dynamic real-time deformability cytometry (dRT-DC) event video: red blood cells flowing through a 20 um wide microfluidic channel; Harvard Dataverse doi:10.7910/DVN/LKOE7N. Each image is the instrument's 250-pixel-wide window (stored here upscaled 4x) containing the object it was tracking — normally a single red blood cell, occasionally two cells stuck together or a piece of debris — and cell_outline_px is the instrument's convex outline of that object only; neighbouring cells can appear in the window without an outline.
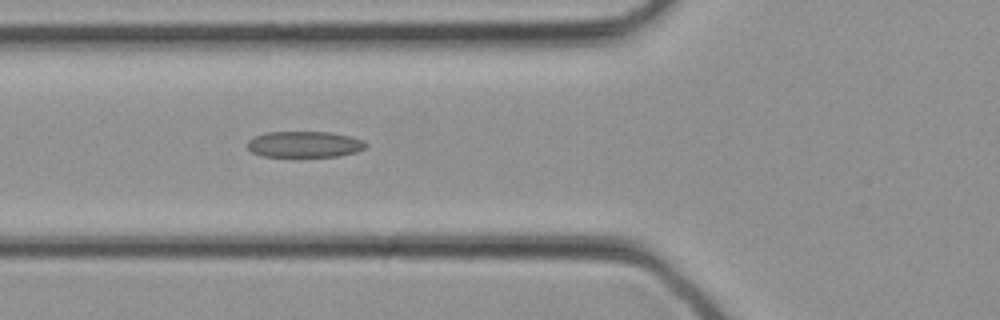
{"species": "common noctule bat (a hibernating species)", "species_latin": "Nyctalus noctula", "temperature_condition": "cold", "stored_images_in_passage": 12, "camera_frame_rate_fps": 3000, "um_per_image_px": 0.085, "animal": {"sex": "female", "body_mass_g": 21.9}, "frame": {"image": 1, "passage_image": 12, "time_ms": 3.667, "image_size_px": [1000, 320], "cell_outline_px": [[368, 144], [364, 148], [356, 152], [336, 156], [260, 156], [252, 152], [248, 148], [248, 140], [264, 132], [328, 132], [348, 136], [364, 140]], "centroid_in_image_um": [25.87, 12.26], "position_along_channel_um": 99.9, "area_um2": 17.86}}